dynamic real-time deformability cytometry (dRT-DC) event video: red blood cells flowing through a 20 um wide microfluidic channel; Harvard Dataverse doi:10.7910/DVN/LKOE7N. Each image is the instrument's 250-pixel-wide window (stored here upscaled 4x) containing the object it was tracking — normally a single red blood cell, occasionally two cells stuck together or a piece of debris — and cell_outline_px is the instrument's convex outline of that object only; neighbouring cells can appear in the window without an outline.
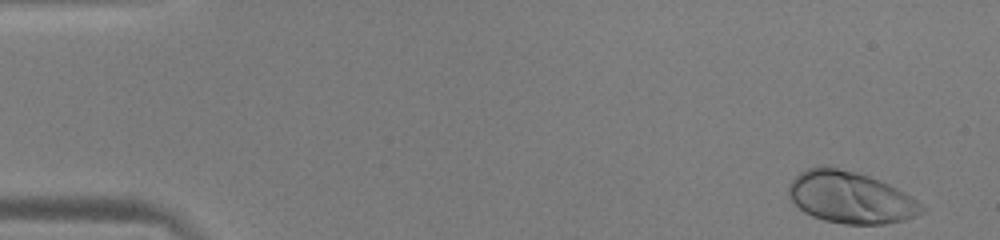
{"species": "human", "species_latin": "Homo sapiens", "temperature_condition": "warm", "stored_images_in_passage": 50, "camera_frame_rate_fps": 3000, "um_per_image_px": 0.085, "donor": {"sex": "male"}, "frame": {"image": 1, "passage_image": 1, "time_ms": 0.0, "image_size_px": [1000, 240], "cell_outline_px": [[928, 208], [924, 212], [904, 220], [884, 224], [844, 224], [824, 220], [812, 216], [804, 212], [788, 196], [788, 184], [800, 172], [808, 168], [824, 164], [856, 172], [880, 180], [904, 192]], "centroid_in_image_um": [72.28, 16.77], "position_along_channel_um": 12.7, "area_um2": 40.29}}
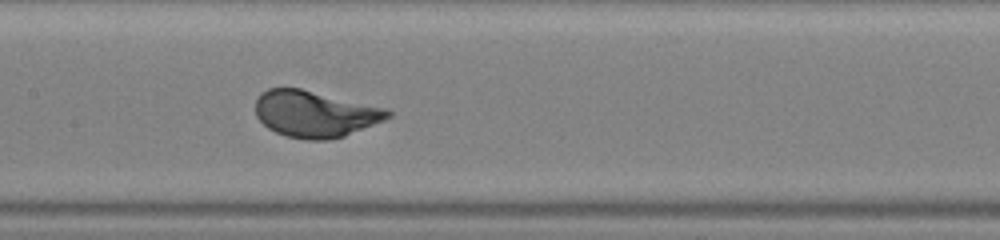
{"frame": {"image": 2, "passage_image": 24, "time_ms": 7.667, "image_size_px": [1000, 240], "cell_outline_px": [[392, 116], [384, 120], [344, 136], [328, 140], [308, 140], [288, 136], [276, 132], [268, 128], [256, 116], [256, 100], [260, 92], [268, 88], [300, 88], [388, 108], [392, 112]], "centroid_in_image_um": [26.78, 9.67], "position_along_channel_um": 180.6, "area_um2": 35.84}}
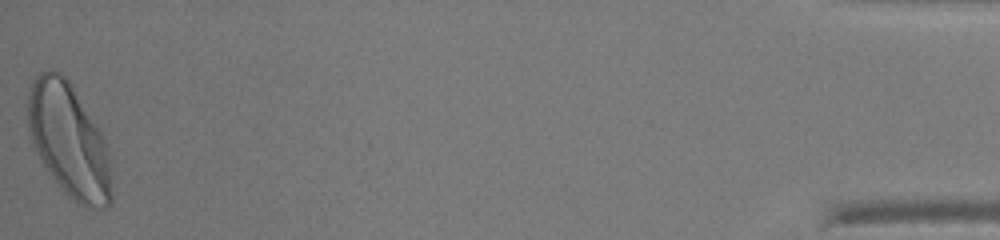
{"frame": {"image": 3, "passage_image": 50, "time_ms": 16.333, "image_size_px": [1000, 240], "cell_outline_px": [[112, 204], [108, 208], [84, 208], [76, 204], [64, 192], [48, 172], [36, 152], [28, 128], [28, 96], [32, 80], [40, 72], [48, 68], [60, 72], [72, 84], [100, 132], [104, 140], [108, 156], [112, 188]], "centroid_in_image_um": [5.85, 11.97], "position_along_channel_um": 429.3, "area_um2": 55.43}, "authors_computed_cell_mechanics": {"area_um2": 36.7897, "velocity_mm_per_s": 3.9728, "shape_relaxation_time_tau1_ms": 1.4111, "shape_relaxation_time_tau2_ms": null, "deformation_change_tau1": 0.1524, "deformation_change_tau2": null}}